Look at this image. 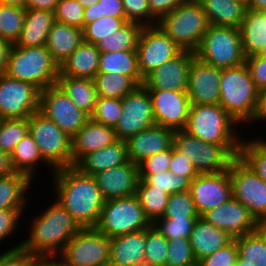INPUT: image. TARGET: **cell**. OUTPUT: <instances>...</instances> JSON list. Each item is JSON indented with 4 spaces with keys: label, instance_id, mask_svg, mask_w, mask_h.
Masks as SVG:
<instances>
[{
    "label": "cell",
    "instance_id": "40",
    "mask_svg": "<svg viewBox=\"0 0 266 266\" xmlns=\"http://www.w3.org/2000/svg\"><path fill=\"white\" fill-rule=\"evenodd\" d=\"M93 82L98 97L122 99L137 84L129 77L116 73H97Z\"/></svg>",
    "mask_w": 266,
    "mask_h": 266
},
{
    "label": "cell",
    "instance_id": "24",
    "mask_svg": "<svg viewBox=\"0 0 266 266\" xmlns=\"http://www.w3.org/2000/svg\"><path fill=\"white\" fill-rule=\"evenodd\" d=\"M117 140L113 127L95 122L90 118L71 138L73 166L84 155L103 149Z\"/></svg>",
    "mask_w": 266,
    "mask_h": 266
},
{
    "label": "cell",
    "instance_id": "64",
    "mask_svg": "<svg viewBox=\"0 0 266 266\" xmlns=\"http://www.w3.org/2000/svg\"><path fill=\"white\" fill-rule=\"evenodd\" d=\"M247 9L266 12V0H246Z\"/></svg>",
    "mask_w": 266,
    "mask_h": 266
},
{
    "label": "cell",
    "instance_id": "44",
    "mask_svg": "<svg viewBox=\"0 0 266 266\" xmlns=\"http://www.w3.org/2000/svg\"><path fill=\"white\" fill-rule=\"evenodd\" d=\"M28 133L27 118L0 120V150L11 154Z\"/></svg>",
    "mask_w": 266,
    "mask_h": 266
},
{
    "label": "cell",
    "instance_id": "57",
    "mask_svg": "<svg viewBox=\"0 0 266 266\" xmlns=\"http://www.w3.org/2000/svg\"><path fill=\"white\" fill-rule=\"evenodd\" d=\"M25 209H0V243L16 234Z\"/></svg>",
    "mask_w": 266,
    "mask_h": 266
},
{
    "label": "cell",
    "instance_id": "16",
    "mask_svg": "<svg viewBox=\"0 0 266 266\" xmlns=\"http://www.w3.org/2000/svg\"><path fill=\"white\" fill-rule=\"evenodd\" d=\"M40 90L33 84L0 76V120L28 118L39 111Z\"/></svg>",
    "mask_w": 266,
    "mask_h": 266
},
{
    "label": "cell",
    "instance_id": "13",
    "mask_svg": "<svg viewBox=\"0 0 266 266\" xmlns=\"http://www.w3.org/2000/svg\"><path fill=\"white\" fill-rule=\"evenodd\" d=\"M182 51L159 25L142 27L136 47L141 77L145 79L150 73L175 58Z\"/></svg>",
    "mask_w": 266,
    "mask_h": 266
},
{
    "label": "cell",
    "instance_id": "72",
    "mask_svg": "<svg viewBox=\"0 0 266 266\" xmlns=\"http://www.w3.org/2000/svg\"><path fill=\"white\" fill-rule=\"evenodd\" d=\"M266 230V224L261 225Z\"/></svg>",
    "mask_w": 266,
    "mask_h": 266
},
{
    "label": "cell",
    "instance_id": "56",
    "mask_svg": "<svg viewBox=\"0 0 266 266\" xmlns=\"http://www.w3.org/2000/svg\"><path fill=\"white\" fill-rule=\"evenodd\" d=\"M171 161V148L164 150L158 154L152 155L142 162L138 166L139 175H152L169 171Z\"/></svg>",
    "mask_w": 266,
    "mask_h": 266
},
{
    "label": "cell",
    "instance_id": "51",
    "mask_svg": "<svg viewBox=\"0 0 266 266\" xmlns=\"http://www.w3.org/2000/svg\"><path fill=\"white\" fill-rule=\"evenodd\" d=\"M84 7L78 0H58L54 10L55 21L84 29Z\"/></svg>",
    "mask_w": 266,
    "mask_h": 266
},
{
    "label": "cell",
    "instance_id": "48",
    "mask_svg": "<svg viewBox=\"0 0 266 266\" xmlns=\"http://www.w3.org/2000/svg\"><path fill=\"white\" fill-rule=\"evenodd\" d=\"M197 218H159L151 225L168 240L189 238Z\"/></svg>",
    "mask_w": 266,
    "mask_h": 266
},
{
    "label": "cell",
    "instance_id": "67",
    "mask_svg": "<svg viewBox=\"0 0 266 266\" xmlns=\"http://www.w3.org/2000/svg\"><path fill=\"white\" fill-rule=\"evenodd\" d=\"M84 8L97 3L99 0H78Z\"/></svg>",
    "mask_w": 266,
    "mask_h": 266
},
{
    "label": "cell",
    "instance_id": "63",
    "mask_svg": "<svg viewBox=\"0 0 266 266\" xmlns=\"http://www.w3.org/2000/svg\"><path fill=\"white\" fill-rule=\"evenodd\" d=\"M15 170L11 164L10 154L0 150V177L14 173Z\"/></svg>",
    "mask_w": 266,
    "mask_h": 266
},
{
    "label": "cell",
    "instance_id": "6",
    "mask_svg": "<svg viewBox=\"0 0 266 266\" xmlns=\"http://www.w3.org/2000/svg\"><path fill=\"white\" fill-rule=\"evenodd\" d=\"M158 25L183 51L195 52L210 23L198 0H185Z\"/></svg>",
    "mask_w": 266,
    "mask_h": 266
},
{
    "label": "cell",
    "instance_id": "34",
    "mask_svg": "<svg viewBox=\"0 0 266 266\" xmlns=\"http://www.w3.org/2000/svg\"><path fill=\"white\" fill-rule=\"evenodd\" d=\"M98 73L129 76L137 85L144 82L138 68L136 50L100 52Z\"/></svg>",
    "mask_w": 266,
    "mask_h": 266
},
{
    "label": "cell",
    "instance_id": "11",
    "mask_svg": "<svg viewBox=\"0 0 266 266\" xmlns=\"http://www.w3.org/2000/svg\"><path fill=\"white\" fill-rule=\"evenodd\" d=\"M151 222L146 218L136 195L105 200L96 226L99 232L112 238L147 229Z\"/></svg>",
    "mask_w": 266,
    "mask_h": 266
},
{
    "label": "cell",
    "instance_id": "47",
    "mask_svg": "<svg viewBox=\"0 0 266 266\" xmlns=\"http://www.w3.org/2000/svg\"><path fill=\"white\" fill-rule=\"evenodd\" d=\"M199 216L190 192L184 191L169 196L161 218H198Z\"/></svg>",
    "mask_w": 266,
    "mask_h": 266
},
{
    "label": "cell",
    "instance_id": "30",
    "mask_svg": "<svg viewBox=\"0 0 266 266\" xmlns=\"http://www.w3.org/2000/svg\"><path fill=\"white\" fill-rule=\"evenodd\" d=\"M83 41L82 29L55 21L45 46L53 60L60 66Z\"/></svg>",
    "mask_w": 266,
    "mask_h": 266
},
{
    "label": "cell",
    "instance_id": "8",
    "mask_svg": "<svg viewBox=\"0 0 266 266\" xmlns=\"http://www.w3.org/2000/svg\"><path fill=\"white\" fill-rule=\"evenodd\" d=\"M195 57L216 68L237 67L245 63L239 28L210 25L194 52Z\"/></svg>",
    "mask_w": 266,
    "mask_h": 266
},
{
    "label": "cell",
    "instance_id": "61",
    "mask_svg": "<svg viewBox=\"0 0 266 266\" xmlns=\"http://www.w3.org/2000/svg\"><path fill=\"white\" fill-rule=\"evenodd\" d=\"M58 0H26V9H38L54 12Z\"/></svg>",
    "mask_w": 266,
    "mask_h": 266
},
{
    "label": "cell",
    "instance_id": "59",
    "mask_svg": "<svg viewBox=\"0 0 266 266\" xmlns=\"http://www.w3.org/2000/svg\"><path fill=\"white\" fill-rule=\"evenodd\" d=\"M169 172L187 177L191 181L199 175L190 159L184 156L183 153L179 152L174 146L171 147Z\"/></svg>",
    "mask_w": 266,
    "mask_h": 266
},
{
    "label": "cell",
    "instance_id": "19",
    "mask_svg": "<svg viewBox=\"0 0 266 266\" xmlns=\"http://www.w3.org/2000/svg\"><path fill=\"white\" fill-rule=\"evenodd\" d=\"M201 217L233 239L252 233L261 226L249 210L233 197Z\"/></svg>",
    "mask_w": 266,
    "mask_h": 266
},
{
    "label": "cell",
    "instance_id": "50",
    "mask_svg": "<svg viewBox=\"0 0 266 266\" xmlns=\"http://www.w3.org/2000/svg\"><path fill=\"white\" fill-rule=\"evenodd\" d=\"M196 262L189 238L168 240L166 266H191Z\"/></svg>",
    "mask_w": 266,
    "mask_h": 266
},
{
    "label": "cell",
    "instance_id": "28",
    "mask_svg": "<svg viewBox=\"0 0 266 266\" xmlns=\"http://www.w3.org/2000/svg\"><path fill=\"white\" fill-rule=\"evenodd\" d=\"M100 51L83 41L59 66V75L93 79L98 73Z\"/></svg>",
    "mask_w": 266,
    "mask_h": 266
},
{
    "label": "cell",
    "instance_id": "9",
    "mask_svg": "<svg viewBox=\"0 0 266 266\" xmlns=\"http://www.w3.org/2000/svg\"><path fill=\"white\" fill-rule=\"evenodd\" d=\"M29 134L43 160L54 170L73 166L71 137L39 111L27 118Z\"/></svg>",
    "mask_w": 266,
    "mask_h": 266
},
{
    "label": "cell",
    "instance_id": "12",
    "mask_svg": "<svg viewBox=\"0 0 266 266\" xmlns=\"http://www.w3.org/2000/svg\"><path fill=\"white\" fill-rule=\"evenodd\" d=\"M232 197L243 204L260 224H266V182L239 157L229 168Z\"/></svg>",
    "mask_w": 266,
    "mask_h": 266
},
{
    "label": "cell",
    "instance_id": "33",
    "mask_svg": "<svg viewBox=\"0 0 266 266\" xmlns=\"http://www.w3.org/2000/svg\"><path fill=\"white\" fill-rule=\"evenodd\" d=\"M56 84L80 110L93 114L98 98L93 79L59 75Z\"/></svg>",
    "mask_w": 266,
    "mask_h": 266
},
{
    "label": "cell",
    "instance_id": "41",
    "mask_svg": "<svg viewBox=\"0 0 266 266\" xmlns=\"http://www.w3.org/2000/svg\"><path fill=\"white\" fill-rule=\"evenodd\" d=\"M239 158L266 182V140L263 137L242 138Z\"/></svg>",
    "mask_w": 266,
    "mask_h": 266
},
{
    "label": "cell",
    "instance_id": "62",
    "mask_svg": "<svg viewBox=\"0 0 266 266\" xmlns=\"http://www.w3.org/2000/svg\"><path fill=\"white\" fill-rule=\"evenodd\" d=\"M13 44L0 38V76L5 74Z\"/></svg>",
    "mask_w": 266,
    "mask_h": 266
},
{
    "label": "cell",
    "instance_id": "39",
    "mask_svg": "<svg viewBox=\"0 0 266 266\" xmlns=\"http://www.w3.org/2000/svg\"><path fill=\"white\" fill-rule=\"evenodd\" d=\"M142 26L134 22H126L120 29L96 44L100 52L136 50Z\"/></svg>",
    "mask_w": 266,
    "mask_h": 266
},
{
    "label": "cell",
    "instance_id": "22",
    "mask_svg": "<svg viewBox=\"0 0 266 266\" xmlns=\"http://www.w3.org/2000/svg\"><path fill=\"white\" fill-rule=\"evenodd\" d=\"M104 200L126 198L136 194L139 181L138 166L126 164L93 175Z\"/></svg>",
    "mask_w": 266,
    "mask_h": 266
},
{
    "label": "cell",
    "instance_id": "32",
    "mask_svg": "<svg viewBox=\"0 0 266 266\" xmlns=\"http://www.w3.org/2000/svg\"><path fill=\"white\" fill-rule=\"evenodd\" d=\"M31 182L27 174L20 172L0 177V209H27Z\"/></svg>",
    "mask_w": 266,
    "mask_h": 266
},
{
    "label": "cell",
    "instance_id": "66",
    "mask_svg": "<svg viewBox=\"0 0 266 266\" xmlns=\"http://www.w3.org/2000/svg\"><path fill=\"white\" fill-rule=\"evenodd\" d=\"M26 0H0V4L25 8Z\"/></svg>",
    "mask_w": 266,
    "mask_h": 266
},
{
    "label": "cell",
    "instance_id": "2",
    "mask_svg": "<svg viewBox=\"0 0 266 266\" xmlns=\"http://www.w3.org/2000/svg\"><path fill=\"white\" fill-rule=\"evenodd\" d=\"M33 218L28 231L30 234L22 240L21 246L39 260H54L66 243L81 229L56 200Z\"/></svg>",
    "mask_w": 266,
    "mask_h": 266
},
{
    "label": "cell",
    "instance_id": "69",
    "mask_svg": "<svg viewBox=\"0 0 266 266\" xmlns=\"http://www.w3.org/2000/svg\"><path fill=\"white\" fill-rule=\"evenodd\" d=\"M258 55L266 59V43H264L263 48L258 52Z\"/></svg>",
    "mask_w": 266,
    "mask_h": 266
},
{
    "label": "cell",
    "instance_id": "70",
    "mask_svg": "<svg viewBox=\"0 0 266 266\" xmlns=\"http://www.w3.org/2000/svg\"><path fill=\"white\" fill-rule=\"evenodd\" d=\"M35 266H43V260H40Z\"/></svg>",
    "mask_w": 266,
    "mask_h": 266
},
{
    "label": "cell",
    "instance_id": "38",
    "mask_svg": "<svg viewBox=\"0 0 266 266\" xmlns=\"http://www.w3.org/2000/svg\"><path fill=\"white\" fill-rule=\"evenodd\" d=\"M146 218L151 224L161 218L166 208L169 194L164 190L155 189L144 180L139 179L136 194Z\"/></svg>",
    "mask_w": 266,
    "mask_h": 266
},
{
    "label": "cell",
    "instance_id": "29",
    "mask_svg": "<svg viewBox=\"0 0 266 266\" xmlns=\"http://www.w3.org/2000/svg\"><path fill=\"white\" fill-rule=\"evenodd\" d=\"M54 22V12L26 9L24 25L14 45L17 47L45 46Z\"/></svg>",
    "mask_w": 266,
    "mask_h": 266
},
{
    "label": "cell",
    "instance_id": "52",
    "mask_svg": "<svg viewBox=\"0 0 266 266\" xmlns=\"http://www.w3.org/2000/svg\"><path fill=\"white\" fill-rule=\"evenodd\" d=\"M127 22L144 26L158 25V20L152 15L148 0H122Z\"/></svg>",
    "mask_w": 266,
    "mask_h": 266
},
{
    "label": "cell",
    "instance_id": "5",
    "mask_svg": "<svg viewBox=\"0 0 266 266\" xmlns=\"http://www.w3.org/2000/svg\"><path fill=\"white\" fill-rule=\"evenodd\" d=\"M5 74L29 82L41 91L56 84L59 65L46 46L17 47L13 44Z\"/></svg>",
    "mask_w": 266,
    "mask_h": 266
},
{
    "label": "cell",
    "instance_id": "23",
    "mask_svg": "<svg viewBox=\"0 0 266 266\" xmlns=\"http://www.w3.org/2000/svg\"><path fill=\"white\" fill-rule=\"evenodd\" d=\"M174 133L170 128L154 125L129 137L125 141L128 160L138 165L144 159L170 149L173 146Z\"/></svg>",
    "mask_w": 266,
    "mask_h": 266
},
{
    "label": "cell",
    "instance_id": "3",
    "mask_svg": "<svg viewBox=\"0 0 266 266\" xmlns=\"http://www.w3.org/2000/svg\"><path fill=\"white\" fill-rule=\"evenodd\" d=\"M219 86V104L240 125L256 123L261 93L256 89L246 64L221 69Z\"/></svg>",
    "mask_w": 266,
    "mask_h": 266
},
{
    "label": "cell",
    "instance_id": "25",
    "mask_svg": "<svg viewBox=\"0 0 266 266\" xmlns=\"http://www.w3.org/2000/svg\"><path fill=\"white\" fill-rule=\"evenodd\" d=\"M146 229L110 238L109 266H144Z\"/></svg>",
    "mask_w": 266,
    "mask_h": 266
},
{
    "label": "cell",
    "instance_id": "36",
    "mask_svg": "<svg viewBox=\"0 0 266 266\" xmlns=\"http://www.w3.org/2000/svg\"><path fill=\"white\" fill-rule=\"evenodd\" d=\"M234 239L238 248V266H266V230L262 226Z\"/></svg>",
    "mask_w": 266,
    "mask_h": 266
},
{
    "label": "cell",
    "instance_id": "37",
    "mask_svg": "<svg viewBox=\"0 0 266 266\" xmlns=\"http://www.w3.org/2000/svg\"><path fill=\"white\" fill-rule=\"evenodd\" d=\"M11 164L15 172L27 174L32 180L37 175L36 169L41 163L47 164L39 151V148L28 133L13 149L10 154ZM41 162V163H40Z\"/></svg>",
    "mask_w": 266,
    "mask_h": 266
},
{
    "label": "cell",
    "instance_id": "27",
    "mask_svg": "<svg viewBox=\"0 0 266 266\" xmlns=\"http://www.w3.org/2000/svg\"><path fill=\"white\" fill-rule=\"evenodd\" d=\"M128 161L126 142L117 140L103 149L84 155L74 166L82 173L93 176Z\"/></svg>",
    "mask_w": 266,
    "mask_h": 266
},
{
    "label": "cell",
    "instance_id": "58",
    "mask_svg": "<svg viewBox=\"0 0 266 266\" xmlns=\"http://www.w3.org/2000/svg\"><path fill=\"white\" fill-rule=\"evenodd\" d=\"M245 64L256 89L262 94L266 91V59L258 54H253L246 57Z\"/></svg>",
    "mask_w": 266,
    "mask_h": 266
},
{
    "label": "cell",
    "instance_id": "68",
    "mask_svg": "<svg viewBox=\"0 0 266 266\" xmlns=\"http://www.w3.org/2000/svg\"><path fill=\"white\" fill-rule=\"evenodd\" d=\"M43 266H60V265L54 260H43Z\"/></svg>",
    "mask_w": 266,
    "mask_h": 266
},
{
    "label": "cell",
    "instance_id": "71",
    "mask_svg": "<svg viewBox=\"0 0 266 266\" xmlns=\"http://www.w3.org/2000/svg\"><path fill=\"white\" fill-rule=\"evenodd\" d=\"M191 266H200V264L198 262H196L195 264H193Z\"/></svg>",
    "mask_w": 266,
    "mask_h": 266
},
{
    "label": "cell",
    "instance_id": "21",
    "mask_svg": "<svg viewBox=\"0 0 266 266\" xmlns=\"http://www.w3.org/2000/svg\"><path fill=\"white\" fill-rule=\"evenodd\" d=\"M194 57V52L182 51L150 73L144 79L143 85L147 89L186 91L189 70Z\"/></svg>",
    "mask_w": 266,
    "mask_h": 266
},
{
    "label": "cell",
    "instance_id": "1",
    "mask_svg": "<svg viewBox=\"0 0 266 266\" xmlns=\"http://www.w3.org/2000/svg\"><path fill=\"white\" fill-rule=\"evenodd\" d=\"M50 175L55 187L54 199L81 229L94 228L105 201L95 178L75 166L54 170Z\"/></svg>",
    "mask_w": 266,
    "mask_h": 266
},
{
    "label": "cell",
    "instance_id": "31",
    "mask_svg": "<svg viewBox=\"0 0 266 266\" xmlns=\"http://www.w3.org/2000/svg\"><path fill=\"white\" fill-rule=\"evenodd\" d=\"M210 25L239 28L245 18L247 5L240 0H198Z\"/></svg>",
    "mask_w": 266,
    "mask_h": 266
},
{
    "label": "cell",
    "instance_id": "43",
    "mask_svg": "<svg viewBox=\"0 0 266 266\" xmlns=\"http://www.w3.org/2000/svg\"><path fill=\"white\" fill-rule=\"evenodd\" d=\"M168 239L152 225L146 229L144 266H166Z\"/></svg>",
    "mask_w": 266,
    "mask_h": 266
},
{
    "label": "cell",
    "instance_id": "4",
    "mask_svg": "<svg viewBox=\"0 0 266 266\" xmlns=\"http://www.w3.org/2000/svg\"><path fill=\"white\" fill-rule=\"evenodd\" d=\"M238 126L220 104H190L184 131L216 145H241L240 132H236Z\"/></svg>",
    "mask_w": 266,
    "mask_h": 266
},
{
    "label": "cell",
    "instance_id": "49",
    "mask_svg": "<svg viewBox=\"0 0 266 266\" xmlns=\"http://www.w3.org/2000/svg\"><path fill=\"white\" fill-rule=\"evenodd\" d=\"M122 114V99L98 97L90 118L109 127H115Z\"/></svg>",
    "mask_w": 266,
    "mask_h": 266
},
{
    "label": "cell",
    "instance_id": "46",
    "mask_svg": "<svg viewBox=\"0 0 266 266\" xmlns=\"http://www.w3.org/2000/svg\"><path fill=\"white\" fill-rule=\"evenodd\" d=\"M139 179L144 180L155 189L164 190V192L169 195L189 191L191 184L189 178L175 175L169 171L152 175H139Z\"/></svg>",
    "mask_w": 266,
    "mask_h": 266
},
{
    "label": "cell",
    "instance_id": "65",
    "mask_svg": "<svg viewBox=\"0 0 266 266\" xmlns=\"http://www.w3.org/2000/svg\"><path fill=\"white\" fill-rule=\"evenodd\" d=\"M263 121H266V91L261 94V106L256 122L259 124V122Z\"/></svg>",
    "mask_w": 266,
    "mask_h": 266
},
{
    "label": "cell",
    "instance_id": "60",
    "mask_svg": "<svg viewBox=\"0 0 266 266\" xmlns=\"http://www.w3.org/2000/svg\"><path fill=\"white\" fill-rule=\"evenodd\" d=\"M185 0H148L152 15L159 21L164 15L172 12Z\"/></svg>",
    "mask_w": 266,
    "mask_h": 266
},
{
    "label": "cell",
    "instance_id": "18",
    "mask_svg": "<svg viewBox=\"0 0 266 266\" xmlns=\"http://www.w3.org/2000/svg\"><path fill=\"white\" fill-rule=\"evenodd\" d=\"M189 192L200 216L232 197L229 170L199 174L191 181Z\"/></svg>",
    "mask_w": 266,
    "mask_h": 266
},
{
    "label": "cell",
    "instance_id": "17",
    "mask_svg": "<svg viewBox=\"0 0 266 266\" xmlns=\"http://www.w3.org/2000/svg\"><path fill=\"white\" fill-rule=\"evenodd\" d=\"M155 125L184 130L190 108L186 91L148 89Z\"/></svg>",
    "mask_w": 266,
    "mask_h": 266
},
{
    "label": "cell",
    "instance_id": "55",
    "mask_svg": "<svg viewBox=\"0 0 266 266\" xmlns=\"http://www.w3.org/2000/svg\"><path fill=\"white\" fill-rule=\"evenodd\" d=\"M18 243L0 254V266H35L40 261L21 246L22 241Z\"/></svg>",
    "mask_w": 266,
    "mask_h": 266
},
{
    "label": "cell",
    "instance_id": "54",
    "mask_svg": "<svg viewBox=\"0 0 266 266\" xmlns=\"http://www.w3.org/2000/svg\"><path fill=\"white\" fill-rule=\"evenodd\" d=\"M238 259V248L236 240L204 257L198 263L200 266H235Z\"/></svg>",
    "mask_w": 266,
    "mask_h": 266
},
{
    "label": "cell",
    "instance_id": "26",
    "mask_svg": "<svg viewBox=\"0 0 266 266\" xmlns=\"http://www.w3.org/2000/svg\"><path fill=\"white\" fill-rule=\"evenodd\" d=\"M232 240L233 238L228 233L214 227L201 216L195 221L189 237L197 262L224 247Z\"/></svg>",
    "mask_w": 266,
    "mask_h": 266
},
{
    "label": "cell",
    "instance_id": "14",
    "mask_svg": "<svg viewBox=\"0 0 266 266\" xmlns=\"http://www.w3.org/2000/svg\"><path fill=\"white\" fill-rule=\"evenodd\" d=\"M39 112L71 138L90 119V116L80 110L57 84L40 91Z\"/></svg>",
    "mask_w": 266,
    "mask_h": 266
},
{
    "label": "cell",
    "instance_id": "20",
    "mask_svg": "<svg viewBox=\"0 0 266 266\" xmlns=\"http://www.w3.org/2000/svg\"><path fill=\"white\" fill-rule=\"evenodd\" d=\"M221 69L194 57L186 93L190 104H219Z\"/></svg>",
    "mask_w": 266,
    "mask_h": 266
},
{
    "label": "cell",
    "instance_id": "7",
    "mask_svg": "<svg viewBox=\"0 0 266 266\" xmlns=\"http://www.w3.org/2000/svg\"><path fill=\"white\" fill-rule=\"evenodd\" d=\"M173 146L190 159L199 174L229 170L232 162L239 157L240 150V145L208 143L184 130L175 131Z\"/></svg>",
    "mask_w": 266,
    "mask_h": 266
},
{
    "label": "cell",
    "instance_id": "53",
    "mask_svg": "<svg viewBox=\"0 0 266 266\" xmlns=\"http://www.w3.org/2000/svg\"><path fill=\"white\" fill-rule=\"evenodd\" d=\"M125 17L122 0H99L97 3L84 8V27L104 16Z\"/></svg>",
    "mask_w": 266,
    "mask_h": 266
},
{
    "label": "cell",
    "instance_id": "10",
    "mask_svg": "<svg viewBox=\"0 0 266 266\" xmlns=\"http://www.w3.org/2000/svg\"><path fill=\"white\" fill-rule=\"evenodd\" d=\"M109 254L110 238L95 228H83L73 235L54 261L60 266H109Z\"/></svg>",
    "mask_w": 266,
    "mask_h": 266
},
{
    "label": "cell",
    "instance_id": "35",
    "mask_svg": "<svg viewBox=\"0 0 266 266\" xmlns=\"http://www.w3.org/2000/svg\"><path fill=\"white\" fill-rule=\"evenodd\" d=\"M239 30L245 56L258 54L266 43V12L247 9Z\"/></svg>",
    "mask_w": 266,
    "mask_h": 266
},
{
    "label": "cell",
    "instance_id": "45",
    "mask_svg": "<svg viewBox=\"0 0 266 266\" xmlns=\"http://www.w3.org/2000/svg\"><path fill=\"white\" fill-rule=\"evenodd\" d=\"M126 22L125 17H111L109 15L100 17L84 27V41L96 45L103 38L120 29Z\"/></svg>",
    "mask_w": 266,
    "mask_h": 266
},
{
    "label": "cell",
    "instance_id": "42",
    "mask_svg": "<svg viewBox=\"0 0 266 266\" xmlns=\"http://www.w3.org/2000/svg\"><path fill=\"white\" fill-rule=\"evenodd\" d=\"M26 8L0 4V38L15 44L25 21Z\"/></svg>",
    "mask_w": 266,
    "mask_h": 266
},
{
    "label": "cell",
    "instance_id": "15",
    "mask_svg": "<svg viewBox=\"0 0 266 266\" xmlns=\"http://www.w3.org/2000/svg\"><path fill=\"white\" fill-rule=\"evenodd\" d=\"M155 125L152 101L148 89L137 85L122 98V114L114 127L116 138L126 141L129 137Z\"/></svg>",
    "mask_w": 266,
    "mask_h": 266
}]
</instances>
